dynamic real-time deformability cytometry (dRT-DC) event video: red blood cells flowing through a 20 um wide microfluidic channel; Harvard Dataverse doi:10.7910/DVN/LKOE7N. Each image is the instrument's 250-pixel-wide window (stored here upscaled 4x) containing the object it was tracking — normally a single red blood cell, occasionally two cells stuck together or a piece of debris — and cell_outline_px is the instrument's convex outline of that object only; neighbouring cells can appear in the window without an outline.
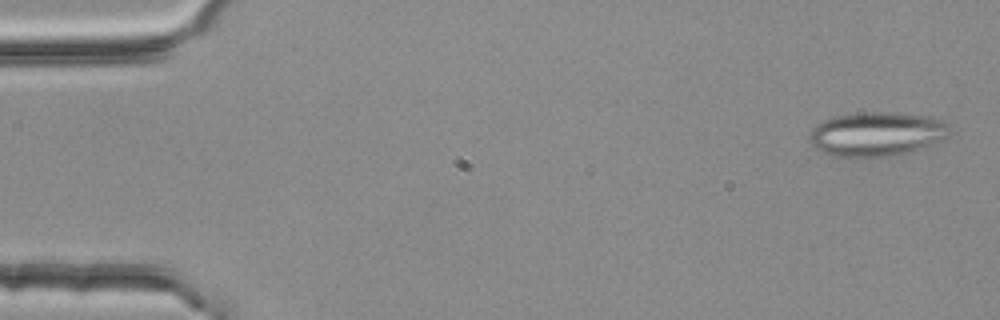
{"species": "common noctule bat (a hibernating species)", "species_latin": "Nyctalus noctula", "temperature_condition": "room temperature", "stored_images_in_passage": 4, "camera_frame_rate_fps": 3000, "um_per_image_px": 0.085, "animal": {"sex": "female", "body_mass_g": 25.1}, "frame": {"image": 1, "passage_image": 1, "time_ms": 0.0, "image_size_px": [1000, 320], "cell_outline_px": [[952, 124], [948, 136], [944, 140], [892, 156], [836, 156], [824, 152], [816, 148], [808, 140], [808, 136], [812, 128], [824, 120], [832, 116], [864, 112], [892, 112], [932, 116], [944, 120]], "centroid_in_image_um": [74.56, 11.36], "position_along_channel_um": 10.4, "area_um2": 36.18}}
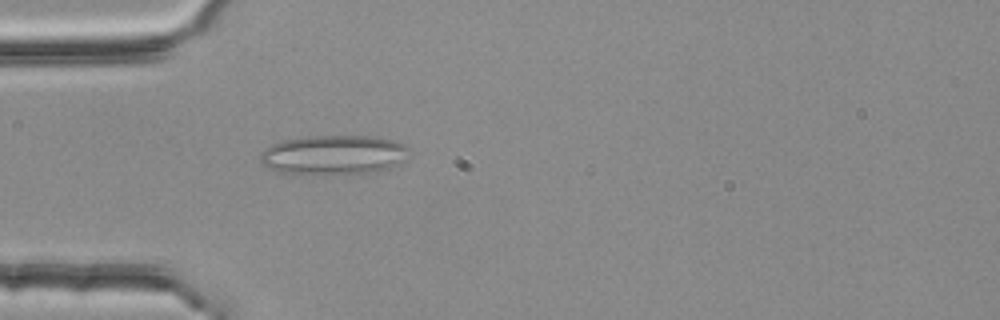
{"frame": {"image": 2, "passage_image": 4, "time_ms": 1.0, "image_size_px": [1000, 320], "cell_outline_px": [[408, 148], [400, 160], [392, 168], [376, 172], [276, 172], [264, 164], [260, 160], [260, 152], [264, 148], [272, 144], [284, 140], [308, 136], [372, 136], [392, 140], [408, 144]], "centroid_in_image_um": [28.34, 13.12], "position_along_channel_um": 56.7, "area_um2": 33.29}}